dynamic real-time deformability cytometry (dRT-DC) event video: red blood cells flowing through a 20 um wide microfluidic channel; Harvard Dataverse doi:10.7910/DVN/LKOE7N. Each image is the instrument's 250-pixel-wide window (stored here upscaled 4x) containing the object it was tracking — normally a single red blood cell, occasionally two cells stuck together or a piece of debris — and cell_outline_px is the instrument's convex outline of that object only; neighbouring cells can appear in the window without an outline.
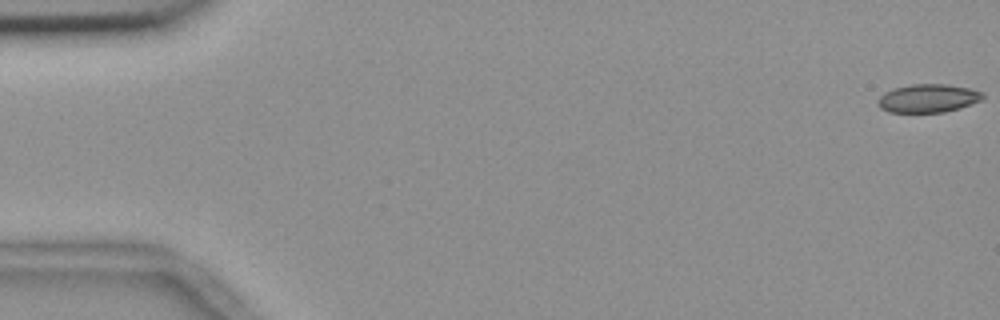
{"species": "common noctule bat (a hibernating species)", "species_latin": "Nyctalus noctula", "temperature_condition": "room temperature", "stored_images_in_passage": 50, "camera_frame_rate_fps": 3000, "um_per_image_px": 0.085, "animal": {"sex": "female", "body_mass_g": 18.4}, "frame": {"image": 1, "passage_image": 1, "time_ms": 0.0, "image_size_px": [1000, 320], "cell_outline_px": [[984, 96], [980, 100], [972, 104], [960, 108], [944, 112], [888, 112], [880, 108], [876, 100], [884, 92], [892, 88], [912, 84], [948, 84], [968, 88], [984, 92]], "centroid_in_image_um": [78.87, 8.35], "position_along_channel_um": 6.1, "area_um2": 17.46}}
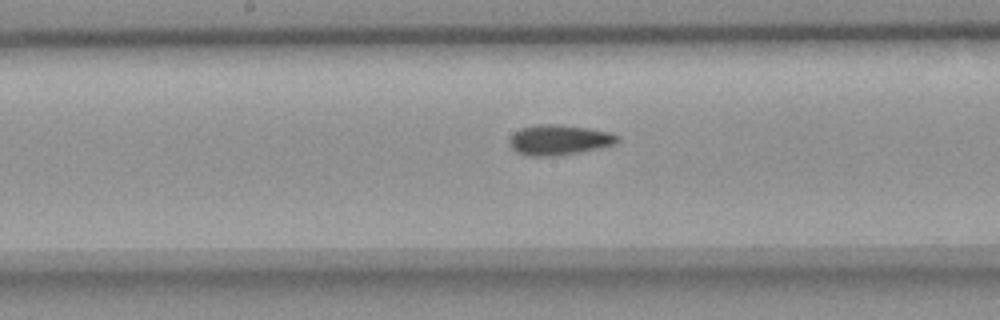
{"frame": {"image": 2, "passage_image": 29, "time_ms": 9.333, "image_size_px": [1000, 320], "cell_outline_px": [[620, 140], [616, 144], [580, 152], [556, 156], [524, 156], [516, 152], [508, 144], [508, 140], [520, 128], [540, 124], [552, 124], [588, 128], [608, 132], [620, 136]], "centroid_in_image_um": [47.51, 11.91], "position_along_channel_um": 200.7, "area_um2": 19.07}}
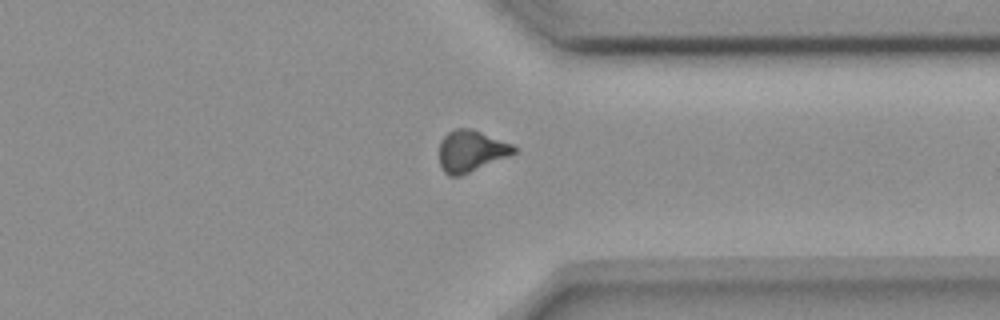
{"frame": {"image": 3, "passage_image": 43, "time_ms": 14.0, "image_size_px": [1000, 320], "cell_outline_px": [[520, 148], [516, 152], [508, 156], [460, 176], [448, 176], [444, 172], [440, 164], [440, 140], [448, 132], [456, 128], [472, 128], [512, 144]], "centroid_in_image_um": [40.04, 12.82], "position_along_channel_um": 371.4, "area_um2": 18.03}, "authors_computed_cell_mechanics": {"area_um2": 18.0914, "velocity_mm_per_s": 3.6891, "shape_relaxation_time_tau1_ms": null, "shape_relaxation_time_tau2_ms": 4.1764, "deformation_change_tau1": null, "deformation_change_tau2": 0.1054}}